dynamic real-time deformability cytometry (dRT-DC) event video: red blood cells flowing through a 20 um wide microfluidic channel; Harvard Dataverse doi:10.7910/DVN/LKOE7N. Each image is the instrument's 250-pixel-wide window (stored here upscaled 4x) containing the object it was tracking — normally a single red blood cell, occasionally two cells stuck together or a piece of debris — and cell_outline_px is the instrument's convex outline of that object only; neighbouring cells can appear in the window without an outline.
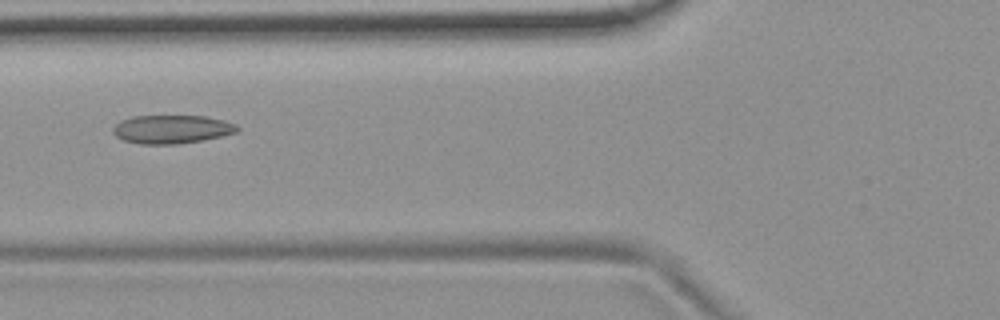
{"species": "common noctule bat (a hibernating species)", "species_latin": "Nyctalus noctula", "temperature_condition": "room temperature", "stored_images_in_passage": 8, "camera_frame_rate_fps": 3000, "um_per_image_px": 0.085, "animal": {"sex": "female", "body_mass_g": 19.9}, "frame": {"image": 1, "passage_image": 3, "time_ms": 0.667, "image_size_px": [1000, 320], "cell_outline_px": [[240, 128], [236, 132], [204, 140], [176, 144], [140, 144], [124, 140], [116, 136], [112, 132], [112, 128], [120, 120], [132, 116], [204, 116], [224, 120], [236, 124]], "centroid_in_image_um": [14.58, 10.98], "position_along_channel_um": 111.2, "area_um2": 20.63}}
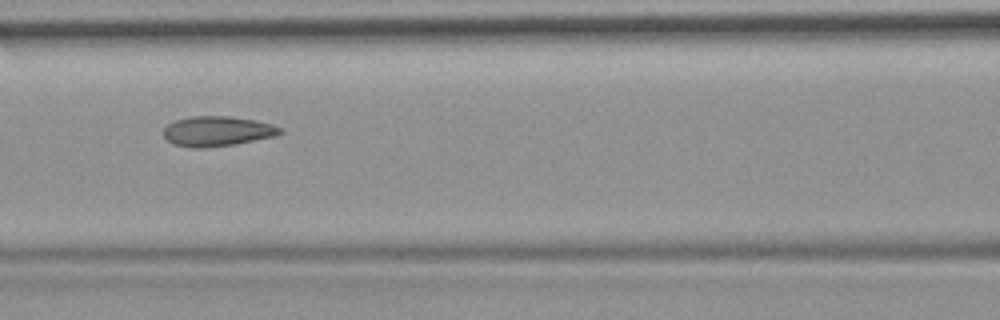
{"frame": {"image": 2, "passage_image": 4, "time_ms": 1.0, "image_size_px": [1000, 320], "cell_outline_px": [[284, 132], [276, 136], [236, 144], [204, 148], [192, 148], [172, 144], [164, 136], [164, 128], [168, 124], [176, 120], [192, 116], [228, 116], [256, 120], [272, 124], [280, 128]], "centroid_in_image_um": [18.48, 11.16], "position_along_channel_um": 148.1, "area_um2": 20.46}}
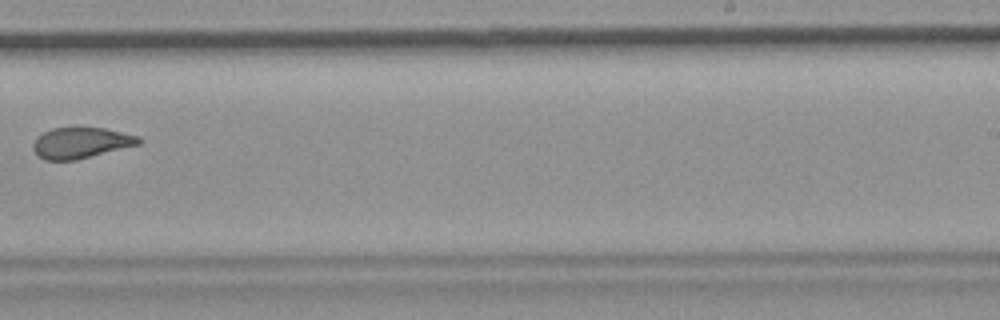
{"frame": {"image": 3, "passage_image": 7, "time_ms": 2.0, "image_size_px": [1000, 320], "cell_outline_px": [[144, 140], [140, 144], [76, 160], [44, 160], [32, 148], [32, 144], [36, 136], [52, 128], [104, 128], [140, 136]], "centroid_in_image_um": [6.89, 12.14], "position_along_channel_um": 282.1, "area_um2": 19.02}}